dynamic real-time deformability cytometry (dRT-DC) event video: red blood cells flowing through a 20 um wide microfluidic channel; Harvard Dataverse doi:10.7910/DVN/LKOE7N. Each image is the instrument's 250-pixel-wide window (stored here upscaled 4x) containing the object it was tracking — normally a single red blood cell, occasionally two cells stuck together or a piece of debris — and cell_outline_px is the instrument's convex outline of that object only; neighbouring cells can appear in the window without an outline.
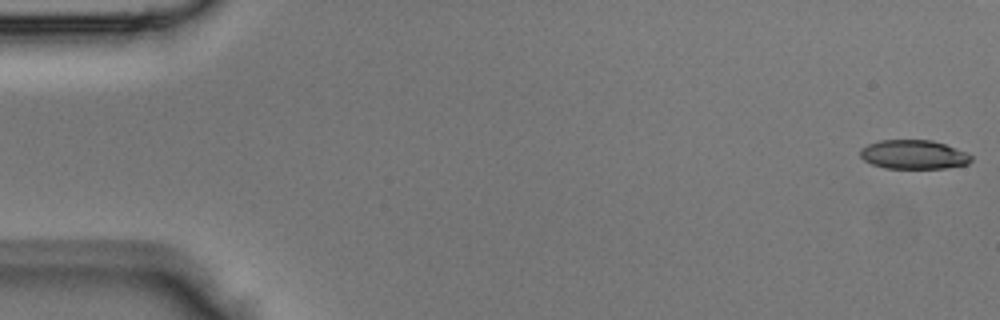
{"species": "Egyptian fruit bat (a non-hibernating species)", "species_latin": "Rousettus aegyptiacus", "temperature_condition": "room temperature", "stored_images_in_passage": 45, "camera_frame_rate_fps": 3000, "um_per_image_px": 0.085, "animal": {"sex": "male"}, "frame": {"image": 1, "passage_image": 1, "time_ms": 0.0, "image_size_px": [1000, 320], "cell_outline_px": [[972, 160], [968, 164], [944, 168], [884, 168], [872, 164], [864, 160], [860, 156], [860, 148], [868, 144], [880, 140], [932, 140], [956, 148], [972, 156]], "centroid_in_image_um": [77.64, 13.13], "position_along_channel_um": 7.4, "area_um2": 18.73}}
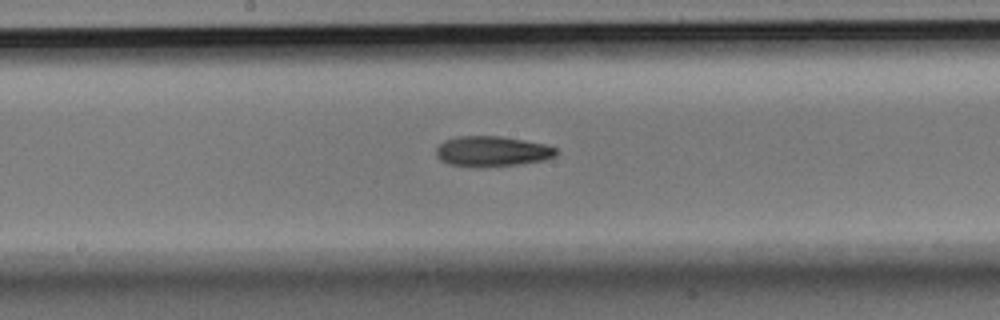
{"frame": {"image": 2, "passage_image": 23, "time_ms": 7.333, "image_size_px": [1000, 320], "cell_outline_px": [[560, 152], [556, 156], [544, 160], [516, 164], [480, 168], [448, 164], [440, 160], [436, 156], [436, 148], [444, 140], [460, 136], [500, 136], [524, 140], [544, 144], [556, 148]], "centroid_in_image_um": [41.82, 12.87], "position_along_channel_um": 206.4, "area_um2": 21.39}}
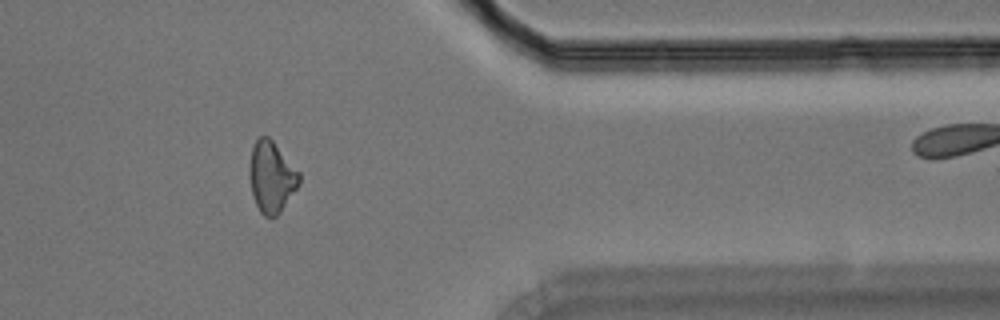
{"frame": {"image": 3, "passage_image": 36, "time_ms": 11.667, "image_size_px": [1000, 320], "cell_outline_px": [[300, 184], [280, 212], [276, 216], [264, 216], [260, 212], [256, 204], [252, 192], [248, 176], [248, 168], [252, 148], [256, 140], [260, 136], [268, 136], [272, 140], [300, 172]], "centroid_in_image_um": [23.07, 15.03], "position_along_channel_um": 388.3, "area_um2": 20.63}}